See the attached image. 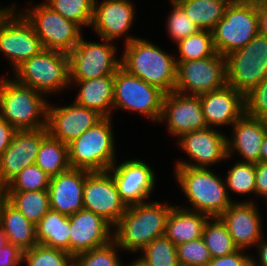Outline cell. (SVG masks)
<instances>
[{"label":"cell","mask_w":267,"mask_h":266,"mask_svg":"<svg viewBox=\"0 0 267 266\" xmlns=\"http://www.w3.org/2000/svg\"><path fill=\"white\" fill-rule=\"evenodd\" d=\"M121 67L130 74L140 77L165 94L175 89L176 58L155 44L141 38L127 36Z\"/></svg>","instance_id":"obj_1"},{"label":"cell","mask_w":267,"mask_h":266,"mask_svg":"<svg viewBox=\"0 0 267 266\" xmlns=\"http://www.w3.org/2000/svg\"><path fill=\"white\" fill-rule=\"evenodd\" d=\"M172 207L156 201L128 206L114 226L113 239L121 250L142 251L155 238L165 235Z\"/></svg>","instance_id":"obj_2"},{"label":"cell","mask_w":267,"mask_h":266,"mask_svg":"<svg viewBox=\"0 0 267 266\" xmlns=\"http://www.w3.org/2000/svg\"><path fill=\"white\" fill-rule=\"evenodd\" d=\"M180 184L192 208L188 210L204 213L211 218L220 217L233 203L225 181L207 168L175 167Z\"/></svg>","instance_id":"obj_3"},{"label":"cell","mask_w":267,"mask_h":266,"mask_svg":"<svg viewBox=\"0 0 267 266\" xmlns=\"http://www.w3.org/2000/svg\"><path fill=\"white\" fill-rule=\"evenodd\" d=\"M43 96L44 94L18 83L15 79L2 77L0 116L16 130L46 128L49 103Z\"/></svg>","instance_id":"obj_4"},{"label":"cell","mask_w":267,"mask_h":266,"mask_svg":"<svg viewBox=\"0 0 267 266\" xmlns=\"http://www.w3.org/2000/svg\"><path fill=\"white\" fill-rule=\"evenodd\" d=\"M111 117H104L68 144L71 168L89 172L108 171L115 163Z\"/></svg>","instance_id":"obj_5"},{"label":"cell","mask_w":267,"mask_h":266,"mask_svg":"<svg viewBox=\"0 0 267 266\" xmlns=\"http://www.w3.org/2000/svg\"><path fill=\"white\" fill-rule=\"evenodd\" d=\"M14 72L18 83L42 94L59 92L70 85L69 55L57 50L42 49L25 60Z\"/></svg>","instance_id":"obj_6"},{"label":"cell","mask_w":267,"mask_h":266,"mask_svg":"<svg viewBox=\"0 0 267 266\" xmlns=\"http://www.w3.org/2000/svg\"><path fill=\"white\" fill-rule=\"evenodd\" d=\"M211 32L216 52L225 57L245 47L260 33V9L230 2Z\"/></svg>","instance_id":"obj_7"},{"label":"cell","mask_w":267,"mask_h":266,"mask_svg":"<svg viewBox=\"0 0 267 266\" xmlns=\"http://www.w3.org/2000/svg\"><path fill=\"white\" fill-rule=\"evenodd\" d=\"M113 108L138 112L159 122L165 93L152 86L123 67L114 74Z\"/></svg>","instance_id":"obj_8"},{"label":"cell","mask_w":267,"mask_h":266,"mask_svg":"<svg viewBox=\"0 0 267 266\" xmlns=\"http://www.w3.org/2000/svg\"><path fill=\"white\" fill-rule=\"evenodd\" d=\"M225 58L227 84L247 94L267 76V36L259 33Z\"/></svg>","instance_id":"obj_9"},{"label":"cell","mask_w":267,"mask_h":266,"mask_svg":"<svg viewBox=\"0 0 267 266\" xmlns=\"http://www.w3.org/2000/svg\"><path fill=\"white\" fill-rule=\"evenodd\" d=\"M30 7L29 12L22 14L32 24L43 48L69 54L82 37V27L64 18L45 2Z\"/></svg>","instance_id":"obj_10"},{"label":"cell","mask_w":267,"mask_h":266,"mask_svg":"<svg viewBox=\"0 0 267 266\" xmlns=\"http://www.w3.org/2000/svg\"><path fill=\"white\" fill-rule=\"evenodd\" d=\"M226 84V58L217 52L207 58L177 63L176 92L202 95Z\"/></svg>","instance_id":"obj_11"},{"label":"cell","mask_w":267,"mask_h":266,"mask_svg":"<svg viewBox=\"0 0 267 266\" xmlns=\"http://www.w3.org/2000/svg\"><path fill=\"white\" fill-rule=\"evenodd\" d=\"M116 47L112 41L89 42L81 37L79 43L68 54L70 80H88L114 75L121 66V59L115 56Z\"/></svg>","instance_id":"obj_12"},{"label":"cell","mask_w":267,"mask_h":266,"mask_svg":"<svg viewBox=\"0 0 267 266\" xmlns=\"http://www.w3.org/2000/svg\"><path fill=\"white\" fill-rule=\"evenodd\" d=\"M15 11L0 25V51L7 56L14 70L44 49L32 24L22 13L15 14Z\"/></svg>","instance_id":"obj_13"},{"label":"cell","mask_w":267,"mask_h":266,"mask_svg":"<svg viewBox=\"0 0 267 266\" xmlns=\"http://www.w3.org/2000/svg\"><path fill=\"white\" fill-rule=\"evenodd\" d=\"M83 206L84 209L103 217L113 228L127 209L109 171L90 172L86 176Z\"/></svg>","instance_id":"obj_14"},{"label":"cell","mask_w":267,"mask_h":266,"mask_svg":"<svg viewBox=\"0 0 267 266\" xmlns=\"http://www.w3.org/2000/svg\"><path fill=\"white\" fill-rule=\"evenodd\" d=\"M167 121L168 132L180 138L182 135L207 128L199 95L172 91L165 94L159 122Z\"/></svg>","instance_id":"obj_15"},{"label":"cell","mask_w":267,"mask_h":266,"mask_svg":"<svg viewBox=\"0 0 267 266\" xmlns=\"http://www.w3.org/2000/svg\"><path fill=\"white\" fill-rule=\"evenodd\" d=\"M116 162L108 170L115 181L118 193L125 205L145 203L155 186V174L151 166L142 160L131 159L118 166Z\"/></svg>","instance_id":"obj_16"},{"label":"cell","mask_w":267,"mask_h":266,"mask_svg":"<svg viewBox=\"0 0 267 266\" xmlns=\"http://www.w3.org/2000/svg\"><path fill=\"white\" fill-rule=\"evenodd\" d=\"M47 128L17 130L10 145L0 156V184L5 187L25 167L35 164Z\"/></svg>","instance_id":"obj_17"},{"label":"cell","mask_w":267,"mask_h":266,"mask_svg":"<svg viewBox=\"0 0 267 266\" xmlns=\"http://www.w3.org/2000/svg\"><path fill=\"white\" fill-rule=\"evenodd\" d=\"M213 127L192 131L182 135L178 145L196 164L178 161L175 167L207 168L213 163L227 159V136ZM217 130V131H216Z\"/></svg>","instance_id":"obj_18"},{"label":"cell","mask_w":267,"mask_h":266,"mask_svg":"<svg viewBox=\"0 0 267 266\" xmlns=\"http://www.w3.org/2000/svg\"><path fill=\"white\" fill-rule=\"evenodd\" d=\"M103 118L95 110L80 106L75 102L63 107L48 105L46 128L52 138L68 145Z\"/></svg>","instance_id":"obj_19"},{"label":"cell","mask_w":267,"mask_h":266,"mask_svg":"<svg viewBox=\"0 0 267 266\" xmlns=\"http://www.w3.org/2000/svg\"><path fill=\"white\" fill-rule=\"evenodd\" d=\"M69 220V253L73 257L113 240L112 225L92 211L82 209L70 215Z\"/></svg>","instance_id":"obj_20"},{"label":"cell","mask_w":267,"mask_h":266,"mask_svg":"<svg viewBox=\"0 0 267 266\" xmlns=\"http://www.w3.org/2000/svg\"><path fill=\"white\" fill-rule=\"evenodd\" d=\"M259 215L252 200L234 201L219 218L226 225L235 246L238 249L247 250L250 246H256L263 238Z\"/></svg>","instance_id":"obj_21"},{"label":"cell","mask_w":267,"mask_h":266,"mask_svg":"<svg viewBox=\"0 0 267 266\" xmlns=\"http://www.w3.org/2000/svg\"><path fill=\"white\" fill-rule=\"evenodd\" d=\"M207 127L232 125L245 113V95L229 84L199 95Z\"/></svg>","instance_id":"obj_22"},{"label":"cell","mask_w":267,"mask_h":266,"mask_svg":"<svg viewBox=\"0 0 267 266\" xmlns=\"http://www.w3.org/2000/svg\"><path fill=\"white\" fill-rule=\"evenodd\" d=\"M89 171L70 168L50 178L48 194L51 210L67 216L84 209L83 189Z\"/></svg>","instance_id":"obj_23"},{"label":"cell","mask_w":267,"mask_h":266,"mask_svg":"<svg viewBox=\"0 0 267 266\" xmlns=\"http://www.w3.org/2000/svg\"><path fill=\"white\" fill-rule=\"evenodd\" d=\"M99 3L97 0L94 2L91 26L102 40L113 42L116 38L125 35L132 27L135 7L129 0H104Z\"/></svg>","instance_id":"obj_24"},{"label":"cell","mask_w":267,"mask_h":266,"mask_svg":"<svg viewBox=\"0 0 267 266\" xmlns=\"http://www.w3.org/2000/svg\"><path fill=\"white\" fill-rule=\"evenodd\" d=\"M232 126V138H227L228 158L237 151L243 157L242 162H261V146L267 130V120L244 113Z\"/></svg>","instance_id":"obj_25"},{"label":"cell","mask_w":267,"mask_h":266,"mask_svg":"<svg viewBox=\"0 0 267 266\" xmlns=\"http://www.w3.org/2000/svg\"><path fill=\"white\" fill-rule=\"evenodd\" d=\"M73 81L81 87L74 99L76 104L95 110L103 117H111L114 100V75L88 80H70V84Z\"/></svg>","instance_id":"obj_26"},{"label":"cell","mask_w":267,"mask_h":266,"mask_svg":"<svg viewBox=\"0 0 267 266\" xmlns=\"http://www.w3.org/2000/svg\"><path fill=\"white\" fill-rule=\"evenodd\" d=\"M209 219L204 213L173 206L166 220L165 236L176 246L199 239Z\"/></svg>","instance_id":"obj_27"},{"label":"cell","mask_w":267,"mask_h":266,"mask_svg":"<svg viewBox=\"0 0 267 266\" xmlns=\"http://www.w3.org/2000/svg\"><path fill=\"white\" fill-rule=\"evenodd\" d=\"M0 226L4 229L8 243L18 246L22 251L38 245L36 226L5 198L0 201Z\"/></svg>","instance_id":"obj_28"},{"label":"cell","mask_w":267,"mask_h":266,"mask_svg":"<svg viewBox=\"0 0 267 266\" xmlns=\"http://www.w3.org/2000/svg\"><path fill=\"white\" fill-rule=\"evenodd\" d=\"M69 216L49 210L36 225L39 245L65 250L69 253Z\"/></svg>","instance_id":"obj_29"},{"label":"cell","mask_w":267,"mask_h":266,"mask_svg":"<svg viewBox=\"0 0 267 266\" xmlns=\"http://www.w3.org/2000/svg\"><path fill=\"white\" fill-rule=\"evenodd\" d=\"M199 30L211 31L223 18L230 0H174Z\"/></svg>","instance_id":"obj_30"},{"label":"cell","mask_w":267,"mask_h":266,"mask_svg":"<svg viewBox=\"0 0 267 266\" xmlns=\"http://www.w3.org/2000/svg\"><path fill=\"white\" fill-rule=\"evenodd\" d=\"M35 164L50 178L69 170L68 145L48 134L41 142Z\"/></svg>","instance_id":"obj_31"},{"label":"cell","mask_w":267,"mask_h":266,"mask_svg":"<svg viewBox=\"0 0 267 266\" xmlns=\"http://www.w3.org/2000/svg\"><path fill=\"white\" fill-rule=\"evenodd\" d=\"M4 198L35 226L51 209L48 190L4 192Z\"/></svg>","instance_id":"obj_32"},{"label":"cell","mask_w":267,"mask_h":266,"mask_svg":"<svg viewBox=\"0 0 267 266\" xmlns=\"http://www.w3.org/2000/svg\"><path fill=\"white\" fill-rule=\"evenodd\" d=\"M210 220H208L204 227L202 238L212 258L230 255L237 251L238 248L235 246L226 225L221 219L216 217Z\"/></svg>","instance_id":"obj_33"},{"label":"cell","mask_w":267,"mask_h":266,"mask_svg":"<svg viewBox=\"0 0 267 266\" xmlns=\"http://www.w3.org/2000/svg\"><path fill=\"white\" fill-rule=\"evenodd\" d=\"M179 49L178 62L199 60L213 56L216 53L213 44L212 32L207 30H199L177 42Z\"/></svg>","instance_id":"obj_34"},{"label":"cell","mask_w":267,"mask_h":266,"mask_svg":"<svg viewBox=\"0 0 267 266\" xmlns=\"http://www.w3.org/2000/svg\"><path fill=\"white\" fill-rule=\"evenodd\" d=\"M95 0H46L45 3L80 27L93 22Z\"/></svg>","instance_id":"obj_35"},{"label":"cell","mask_w":267,"mask_h":266,"mask_svg":"<svg viewBox=\"0 0 267 266\" xmlns=\"http://www.w3.org/2000/svg\"><path fill=\"white\" fill-rule=\"evenodd\" d=\"M142 251L140 259L149 266H180L177 247L165 235L155 238Z\"/></svg>","instance_id":"obj_36"},{"label":"cell","mask_w":267,"mask_h":266,"mask_svg":"<svg viewBox=\"0 0 267 266\" xmlns=\"http://www.w3.org/2000/svg\"><path fill=\"white\" fill-rule=\"evenodd\" d=\"M73 256L65 250L35 245L23 252L27 266H73Z\"/></svg>","instance_id":"obj_37"},{"label":"cell","mask_w":267,"mask_h":266,"mask_svg":"<svg viewBox=\"0 0 267 266\" xmlns=\"http://www.w3.org/2000/svg\"><path fill=\"white\" fill-rule=\"evenodd\" d=\"M50 177L36 164L25 167L5 187L4 192L48 190Z\"/></svg>","instance_id":"obj_38"},{"label":"cell","mask_w":267,"mask_h":266,"mask_svg":"<svg viewBox=\"0 0 267 266\" xmlns=\"http://www.w3.org/2000/svg\"><path fill=\"white\" fill-rule=\"evenodd\" d=\"M226 188L237 194L255 193V164L238 161L228 171L225 178Z\"/></svg>","instance_id":"obj_39"},{"label":"cell","mask_w":267,"mask_h":266,"mask_svg":"<svg viewBox=\"0 0 267 266\" xmlns=\"http://www.w3.org/2000/svg\"><path fill=\"white\" fill-rule=\"evenodd\" d=\"M117 248L120 247L113 239L104 246L74 256L73 266H125L120 262Z\"/></svg>","instance_id":"obj_40"},{"label":"cell","mask_w":267,"mask_h":266,"mask_svg":"<svg viewBox=\"0 0 267 266\" xmlns=\"http://www.w3.org/2000/svg\"><path fill=\"white\" fill-rule=\"evenodd\" d=\"M176 247L180 266H208L212 259L202 237Z\"/></svg>","instance_id":"obj_41"},{"label":"cell","mask_w":267,"mask_h":266,"mask_svg":"<svg viewBox=\"0 0 267 266\" xmlns=\"http://www.w3.org/2000/svg\"><path fill=\"white\" fill-rule=\"evenodd\" d=\"M170 1L173 5V9L169 14L166 25L169 36L177 43L181 39L197 33L199 28L174 0Z\"/></svg>","instance_id":"obj_42"},{"label":"cell","mask_w":267,"mask_h":266,"mask_svg":"<svg viewBox=\"0 0 267 266\" xmlns=\"http://www.w3.org/2000/svg\"><path fill=\"white\" fill-rule=\"evenodd\" d=\"M245 113L254 118L267 120V76L245 94Z\"/></svg>","instance_id":"obj_43"},{"label":"cell","mask_w":267,"mask_h":266,"mask_svg":"<svg viewBox=\"0 0 267 266\" xmlns=\"http://www.w3.org/2000/svg\"><path fill=\"white\" fill-rule=\"evenodd\" d=\"M243 251L238 249L230 255L212 258L208 266H251V257Z\"/></svg>","instance_id":"obj_44"},{"label":"cell","mask_w":267,"mask_h":266,"mask_svg":"<svg viewBox=\"0 0 267 266\" xmlns=\"http://www.w3.org/2000/svg\"><path fill=\"white\" fill-rule=\"evenodd\" d=\"M23 252L18 246L7 243L0 249V266H19L23 261Z\"/></svg>","instance_id":"obj_45"},{"label":"cell","mask_w":267,"mask_h":266,"mask_svg":"<svg viewBox=\"0 0 267 266\" xmlns=\"http://www.w3.org/2000/svg\"><path fill=\"white\" fill-rule=\"evenodd\" d=\"M256 195L263 196L267 200V163L255 164Z\"/></svg>","instance_id":"obj_46"},{"label":"cell","mask_w":267,"mask_h":266,"mask_svg":"<svg viewBox=\"0 0 267 266\" xmlns=\"http://www.w3.org/2000/svg\"><path fill=\"white\" fill-rule=\"evenodd\" d=\"M17 130L0 116V156L10 145Z\"/></svg>","instance_id":"obj_47"},{"label":"cell","mask_w":267,"mask_h":266,"mask_svg":"<svg viewBox=\"0 0 267 266\" xmlns=\"http://www.w3.org/2000/svg\"><path fill=\"white\" fill-rule=\"evenodd\" d=\"M262 239L256 245L260 257L258 261L260 262L256 263L253 257H251V266H267V241H264V238Z\"/></svg>","instance_id":"obj_48"},{"label":"cell","mask_w":267,"mask_h":266,"mask_svg":"<svg viewBox=\"0 0 267 266\" xmlns=\"http://www.w3.org/2000/svg\"><path fill=\"white\" fill-rule=\"evenodd\" d=\"M260 33L267 36V5L260 9Z\"/></svg>","instance_id":"obj_49"},{"label":"cell","mask_w":267,"mask_h":266,"mask_svg":"<svg viewBox=\"0 0 267 266\" xmlns=\"http://www.w3.org/2000/svg\"><path fill=\"white\" fill-rule=\"evenodd\" d=\"M232 2L254 6L259 9L267 5V0H232Z\"/></svg>","instance_id":"obj_50"},{"label":"cell","mask_w":267,"mask_h":266,"mask_svg":"<svg viewBox=\"0 0 267 266\" xmlns=\"http://www.w3.org/2000/svg\"><path fill=\"white\" fill-rule=\"evenodd\" d=\"M261 162L267 163V130L261 146Z\"/></svg>","instance_id":"obj_51"},{"label":"cell","mask_w":267,"mask_h":266,"mask_svg":"<svg viewBox=\"0 0 267 266\" xmlns=\"http://www.w3.org/2000/svg\"><path fill=\"white\" fill-rule=\"evenodd\" d=\"M15 5H11L8 8H1L0 7V25L3 22V20L14 10Z\"/></svg>","instance_id":"obj_52"},{"label":"cell","mask_w":267,"mask_h":266,"mask_svg":"<svg viewBox=\"0 0 267 266\" xmlns=\"http://www.w3.org/2000/svg\"><path fill=\"white\" fill-rule=\"evenodd\" d=\"M8 243L4 229L0 226V249Z\"/></svg>","instance_id":"obj_53"},{"label":"cell","mask_w":267,"mask_h":266,"mask_svg":"<svg viewBox=\"0 0 267 266\" xmlns=\"http://www.w3.org/2000/svg\"><path fill=\"white\" fill-rule=\"evenodd\" d=\"M132 264L127 265V266H149L146 264L142 259L138 258L134 262H131Z\"/></svg>","instance_id":"obj_54"},{"label":"cell","mask_w":267,"mask_h":266,"mask_svg":"<svg viewBox=\"0 0 267 266\" xmlns=\"http://www.w3.org/2000/svg\"><path fill=\"white\" fill-rule=\"evenodd\" d=\"M4 198V187L0 184V201Z\"/></svg>","instance_id":"obj_55"}]
</instances>
